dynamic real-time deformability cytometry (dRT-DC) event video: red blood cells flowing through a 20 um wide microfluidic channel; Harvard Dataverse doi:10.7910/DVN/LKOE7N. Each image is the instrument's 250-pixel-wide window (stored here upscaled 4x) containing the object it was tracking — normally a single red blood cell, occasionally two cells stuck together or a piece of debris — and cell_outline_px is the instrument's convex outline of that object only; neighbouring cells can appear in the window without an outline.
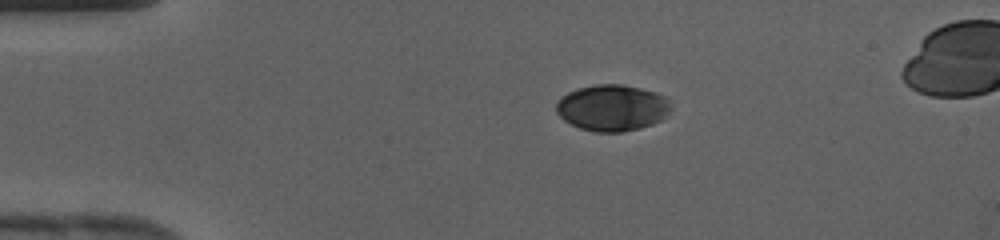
{"species": "human", "species_latin": "Homo sapiens", "temperature_condition": "cold", "stored_images_in_passage": 36, "camera_frame_rate_fps": 3000, "um_per_image_px": 0.085, "donor": {"sex": "female"}, "frame": {"image": 1, "passage_image": 1, "time_ms": 0.0, "image_size_px": [1000, 240], "cell_outline_px": [[672, 108], [664, 120], [640, 128], [624, 132], [596, 132], [580, 128], [564, 120], [556, 112], [556, 100], [568, 92], [580, 88], [596, 84], [620, 84], [640, 88], [656, 92], [664, 96], [668, 100]], "centroid_in_image_um": [52.06, 9.17], "position_along_channel_um": 32.9, "area_um2": 31.15}}
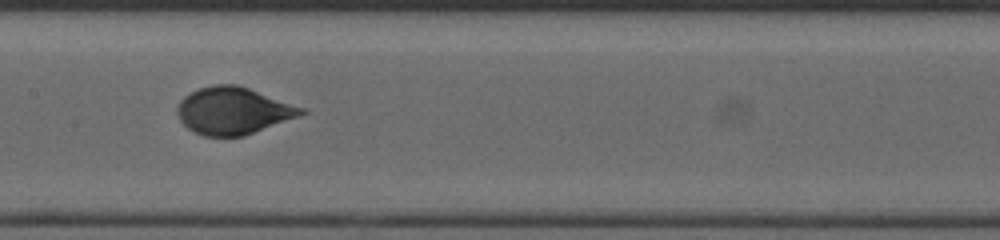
{"frame": {"image": 2, "passage_image": 14, "time_ms": 4.333, "image_size_px": [1000, 240], "cell_outline_px": [[308, 112], [300, 116], [244, 136], [204, 136], [188, 128], [180, 120], [176, 112], [176, 108], [180, 100], [184, 96], [200, 88], [216, 84], [236, 84], [248, 88], [304, 108]], "centroid_in_image_um": [19.82, 9.42], "position_along_channel_um": 187.6, "area_um2": 33.81}}
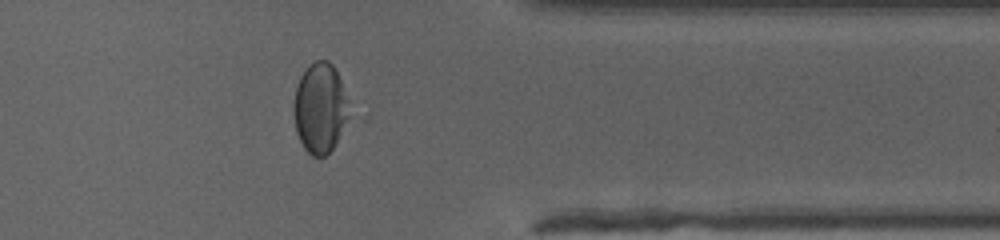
{"frame": {"image": 3, "passage_image": 27, "time_ms": 8.667, "image_size_px": [1000, 240], "cell_outline_px": [[348, 116], [336, 144], [324, 156], [312, 156], [304, 148], [296, 132], [292, 108], [292, 104], [296, 88], [300, 76], [316, 60], [328, 60], [332, 64], [340, 80], [348, 100]], "centroid_in_image_um": [27.17, 9.19], "position_along_channel_um": 384.2, "area_um2": 28.78}}